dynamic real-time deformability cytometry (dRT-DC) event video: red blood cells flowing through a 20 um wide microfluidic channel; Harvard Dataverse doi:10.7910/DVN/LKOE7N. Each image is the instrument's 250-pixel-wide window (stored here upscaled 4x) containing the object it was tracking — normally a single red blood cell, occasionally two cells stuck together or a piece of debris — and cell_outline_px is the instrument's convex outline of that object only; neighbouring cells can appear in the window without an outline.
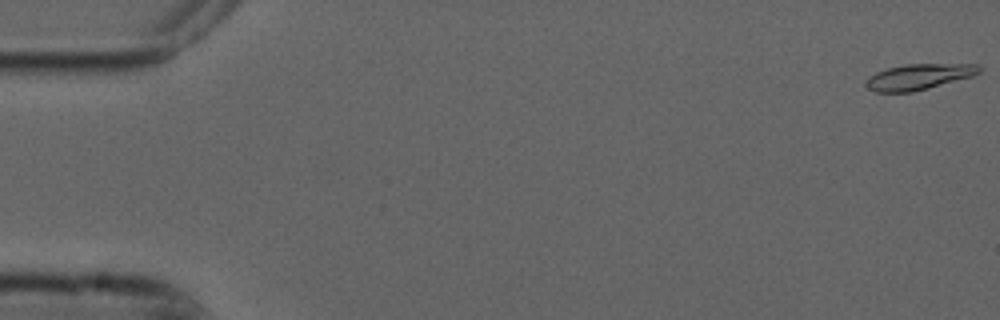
{"species": "common noctule bat (a hibernating species)", "species_latin": "Nyctalus noctula", "temperature_condition": "cold", "stored_images_in_passage": 27, "camera_frame_rate_fps": 3000, "um_per_image_px": 0.085, "animal": {"sex": "male", "forearm_length_mm": 52.5}, "frame": {"image": 1, "passage_image": 1, "time_ms": 0.0, "image_size_px": [1000, 320], "cell_outline_px": [[980, 72], [972, 76], [928, 88], [912, 92], [876, 92], [868, 88], [864, 84], [864, 80], [868, 76], [876, 72], [888, 68], [904, 64], [976, 64], [980, 68]], "centroid_in_image_um": [78.03, 6.53], "position_along_channel_um": 7.0, "area_um2": 16.94}}
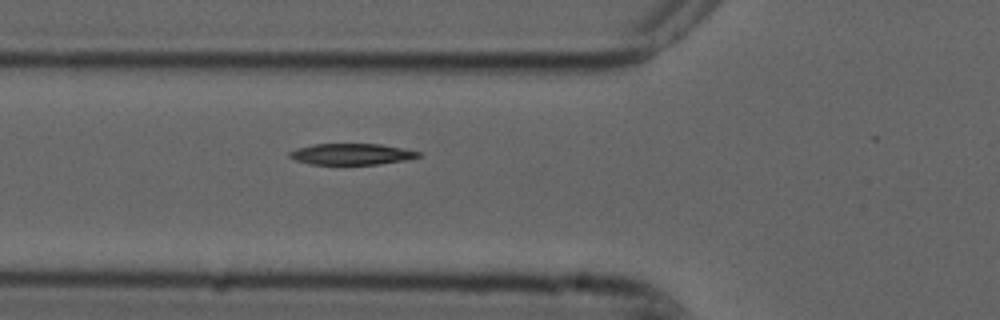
{"frame": {"image": 2, "passage_image": 20, "time_ms": 6.333, "image_size_px": [1000, 320], "cell_outline_px": [[420, 156], [404, 160], [380, 164], [308, 164], [296, 160], [288, 156], [288, 152], [296, 148], [312, 144], [380, 144], [420, 152]], "centroid_in_image_um": [29.81, 13.1], "position_along_channel_um": 96.0, "area_um2": 15.78}}
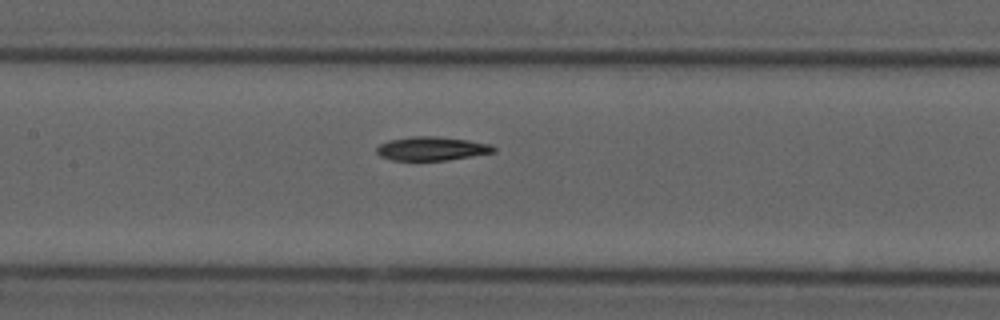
{"frame": {"image": 3, "passage_image": 26, "time_ms": 8.333, "image_size_px": [1000, 320], "cell_outline_px": [[496, 152], [448, 160], [392, 160], [380, 156], [376, 152], [376, 148], [380, 144], [388, 140], [412, 136], [436, 136], [468, 140], [492, 144], [496, 148]], "centroid_in_image_um": [36.71, 12.63], "position_along_channel_um": 170.7, "area_um2": 16.3}}